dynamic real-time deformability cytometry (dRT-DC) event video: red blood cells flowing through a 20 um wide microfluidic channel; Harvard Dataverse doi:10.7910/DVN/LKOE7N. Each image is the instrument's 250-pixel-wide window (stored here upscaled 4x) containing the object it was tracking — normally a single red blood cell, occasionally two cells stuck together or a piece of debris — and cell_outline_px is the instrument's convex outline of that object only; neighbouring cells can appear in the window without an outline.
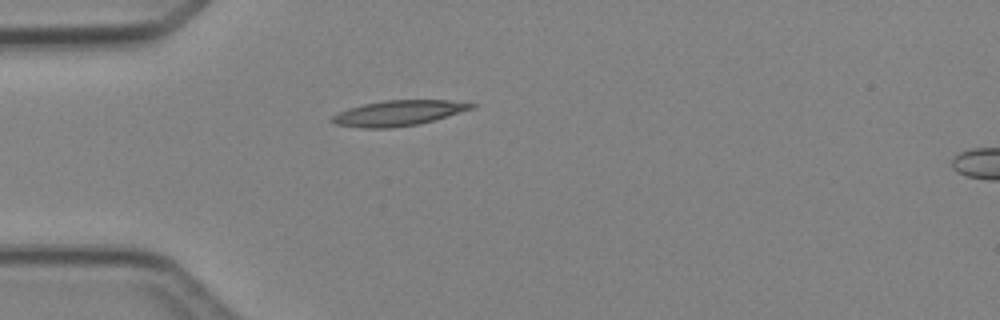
{"species": "Egyptian fruit bat (a non-hibernating species)", "species_latin": "Rousettus aegyptiacus", "temperature_condition": "cold", "stored_images_in_passage": 5, "camera_frame_rate_fps": 3000, "um_per_image_px": 0.085, "animal": {"sex": "female"}, "frame": {"image": 1, "passage_image": 5, "time_ms": 5.333, "image_size_px": [1000, 320], "cell_outline_px": [[476, 108], [420, 124], [392, 128], [360, 128], [336, 124], [328, 120], [332, 116], [340, 112], [364, 104], [384, 100], [448, 100], [476, 104]], "centroid_in_image_um": [33.9, 9.62], "position_along_channel_um": 51.1, "area_um2": 20.58}}